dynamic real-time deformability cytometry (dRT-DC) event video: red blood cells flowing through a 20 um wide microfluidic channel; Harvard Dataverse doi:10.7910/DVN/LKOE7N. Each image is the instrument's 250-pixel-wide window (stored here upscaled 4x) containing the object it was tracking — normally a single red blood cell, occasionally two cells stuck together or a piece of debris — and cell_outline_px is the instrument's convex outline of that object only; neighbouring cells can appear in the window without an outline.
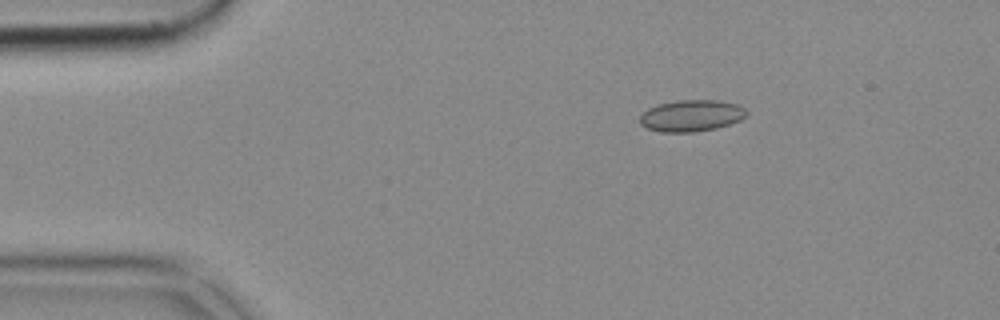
{"species": "common noctule bat (a hibernating species)", "species_latin": "Nyctalus noctula", "temperature_condition": "cold", "stored_images_in_passage": 46, "camera_frame_rate_fps": 3000, "um_per_image_px": 0.085, "animal": {"sex": "female", "body_mass_g": 18.4}, "frame": {"image": 1, "passage_image": 2, "time_ms": 0.333, "image_size_px": [1000, 320], "cell_outline_px": [[748, 116], [740, 120], [716, 128], [696, 132], [660, 132], [648, 128], [640, 124], [640, 116], [648, 108], [660, 104], [676, 100], [716, 100], [736, 104], [744, 108], [748, 112]], "centroid_in_image_um": [58.78, 9.83], "position_along_channel_um": 26.2, "area_um2": 19.59}}
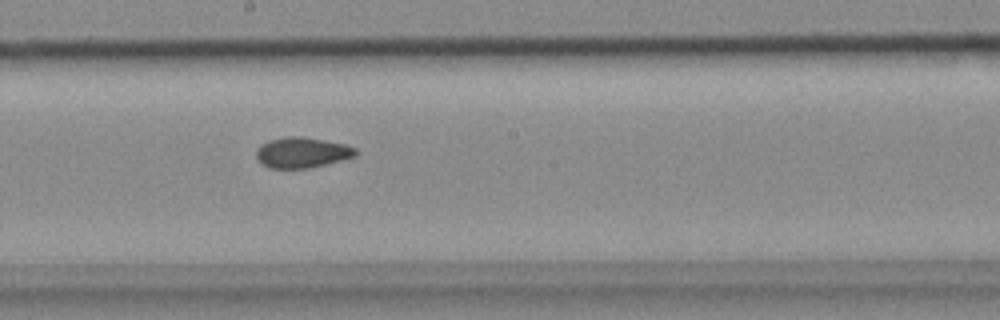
{"frame": {"image": 2, "passage_image": 22, "time_ms": 7.0, "image_size_px": [1000, 320], "cell_outline_px": [[360, 152], [356, 156], [308, 168], [268, 168], [260, 164], [256, 156], [256, 148], [260, 144], [268, 140], [284, 136], [300, 136], [324, 140], [344, 144], [356, 148]], "centroid_in_image_um": [25.63, 12.96], "position_along_channel_um": 222.6, "area_um2": 17.86}}
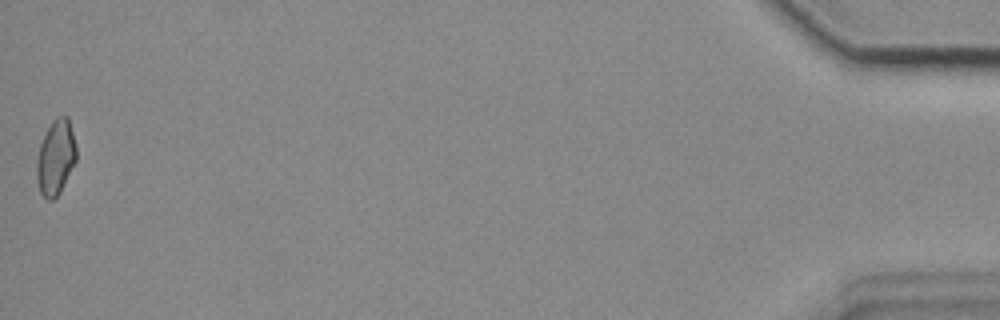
{"frame": {"image": 3, "passage_image": 46, "time_ms": 15.0, "image_size_px": [1000, 320], "cell_outline_px": [[76, 160], [60, 192], [52, 200], [48, 200], [40, 192], [36, 180], [36, 160], [40, 144], [52, 120], [56, 116], [68, 116], [76, 144]], "centroid_in_image_um": [4.73, 13.37], "position_along_channel_um": 430.5, "area_um2": 17.34}}